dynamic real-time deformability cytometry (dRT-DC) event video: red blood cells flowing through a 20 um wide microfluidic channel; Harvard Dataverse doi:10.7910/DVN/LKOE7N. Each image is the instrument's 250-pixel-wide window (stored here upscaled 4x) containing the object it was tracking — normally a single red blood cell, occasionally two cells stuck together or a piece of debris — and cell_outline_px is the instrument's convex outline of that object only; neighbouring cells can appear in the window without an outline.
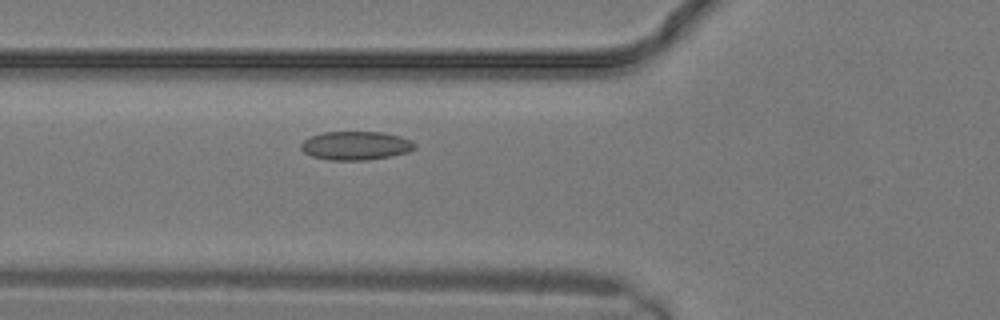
{"species": "common noctule bat (a hibernating species)", "species_latin": "Nyctalus noctula", "temperature_condition": "warm", "stored_images_in_passage": 2, "camera_frame_rate_fps": 3000, "um_per_image_px": 0.085, "animal": {"sex": "male", "body_mass_g": 19.2, "forearm_length_mm": 51.8}, "frame": {"image": 1, "passage_image": 2, "time_ms": 0.333, "image_size_px": [1000, 320], "cell_outline_px": [[416, 148], [408, 152], [392, 156], [368, 160], [328, 160], [312, 156], [304, 152], [300, 148], [300, 144], [304, 140], [312, 136], [324, 132], [380, 132], [400, 136], [412, 140], [416, 144]], "centroid_in_image_um": [30.26, 12.38], "position_along_channel_um": 95.5, "area_um2": 19.07}}